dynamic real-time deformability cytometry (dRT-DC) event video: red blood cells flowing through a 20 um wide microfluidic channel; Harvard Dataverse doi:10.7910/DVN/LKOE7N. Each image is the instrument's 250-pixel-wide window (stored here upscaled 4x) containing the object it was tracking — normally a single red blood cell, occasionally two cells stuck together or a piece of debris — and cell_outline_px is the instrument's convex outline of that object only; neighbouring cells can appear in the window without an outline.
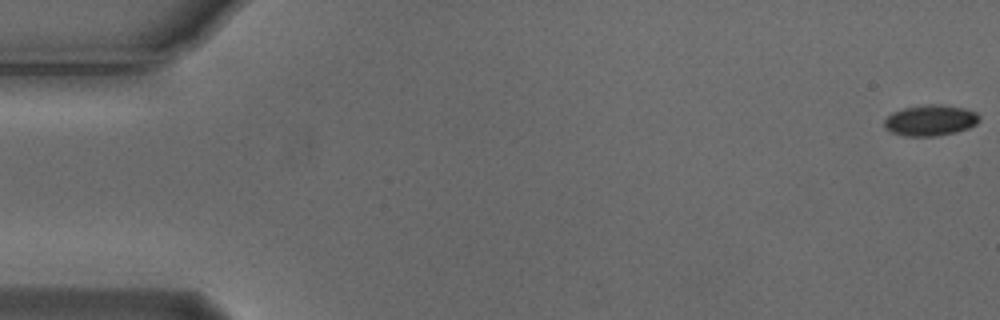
{"species": "Egyptian fruit bat (a non-hibernating species)", "species_latin": "Rousettus aegyptiacus", "temperature_condition": "cold", "stored_images_in_passage": 5, "camera_frame_rate_fps": 3000, "um_per_image_px": 0.085, "animal": {"sex": "male"}, "frame": {"image": 1, "passage_image": 1, "time_ms": 0.0, "image_size_px": [1000, 320], "cell_outline_px": [[980, 120], [976, 124], [968, 128], [956, 132], [936, 136], [904, 136], [892, 132], [884, 128], [884, 120], [892, 112], [904, 108], [928, 104], [940, 104], [964, 108], [976, 112], [980, 116]], "centroid_in_image_um": [79.09, 10.23], "position_along_channel_um": 5.9, "area_um2": 17.17}}
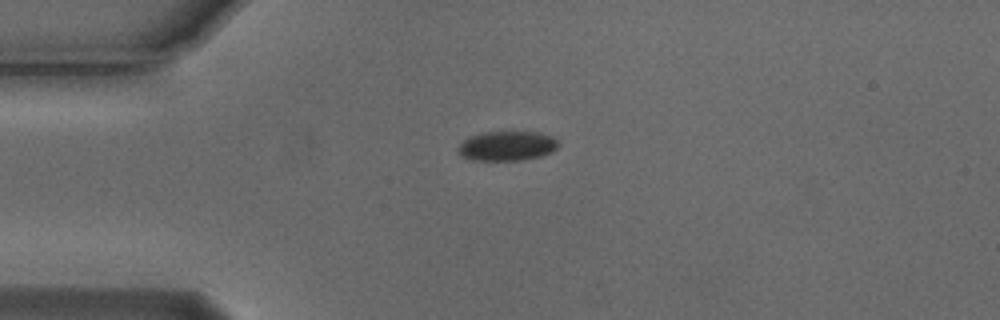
{"frame": {"image": 2, "passage_image": 4, "time_ms": 1.0, "image_size_px": [1000, 320], "cell_outline_px": [[560, 144], [552, 152], [540, 156], [520, 160], [472, 160], [460, 156], [456, 148], [464, 140], [472, 136], [484, 132], [540, 132], [552, 136]], "centroid_in_image_um": [43.09, 12.4], "position_along_channel_um": 41.9, "area_um2": 17.28}}